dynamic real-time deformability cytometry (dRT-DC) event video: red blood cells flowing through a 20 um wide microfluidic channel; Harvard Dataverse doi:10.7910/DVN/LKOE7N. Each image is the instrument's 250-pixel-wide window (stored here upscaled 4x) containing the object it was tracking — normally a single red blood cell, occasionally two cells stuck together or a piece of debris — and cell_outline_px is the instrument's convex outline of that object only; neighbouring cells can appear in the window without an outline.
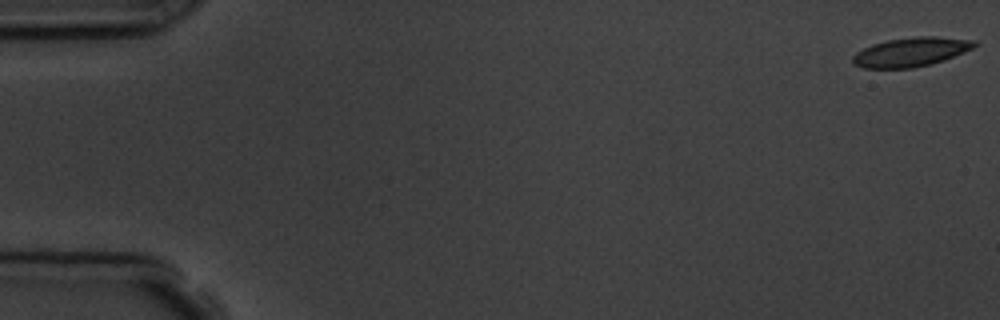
{"species": "common noctule bat (a hibernating species)", "species_latin": "Nyctalus noctula", "temperature_condition": "room temperature", "stored_images_in_passage": 5, "segment_of_instrument_passage": [1, 2], "camera_frame_rate_fps": 3000, "um_per_image_px": 0.085, "animal": {"sex": "male", "body_mass_g": 19.5, "forearm_length_mm": 54.6}, "frame": {"image": 1, "passage_image": 1, "time_ms": 0.0, "image_size_px": [1000, 320], "cell_outline_px": [[980, 44], [964, 52], [944, 60], [932, 64], [912, 68], [864, 68], [852, 64], [852, 56], [856, 52], [872, 44], [888, 40], [916, 36], [936, 36], [976, 40]], "centroid_in_image_um": [77.45, 4.41], "position_along_channel_um": 7.6, "area_um2": 20.81}}
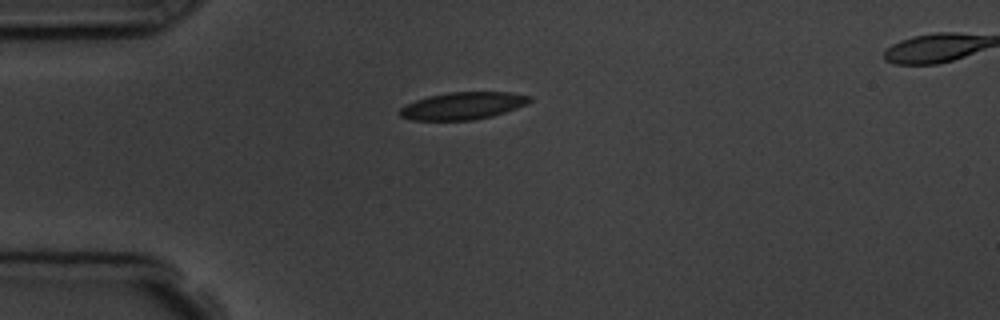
{"frame": {"image": 2, "passage_image": 4, "time_ms": 4.333, "image_size_px": [1000, 320], "cell_outline_px": [[532, 100], [516, 108], [492, 116], [472, 120], [412, 120], [400, 116], [400, 108], [404, 104], [428, 96], [448, 92], [512, 92], [532, 96]], "centroid_in_image_um": [39.33, 8.98], "position_along_channel_um": 45.7, "area_um2": 20.63}}